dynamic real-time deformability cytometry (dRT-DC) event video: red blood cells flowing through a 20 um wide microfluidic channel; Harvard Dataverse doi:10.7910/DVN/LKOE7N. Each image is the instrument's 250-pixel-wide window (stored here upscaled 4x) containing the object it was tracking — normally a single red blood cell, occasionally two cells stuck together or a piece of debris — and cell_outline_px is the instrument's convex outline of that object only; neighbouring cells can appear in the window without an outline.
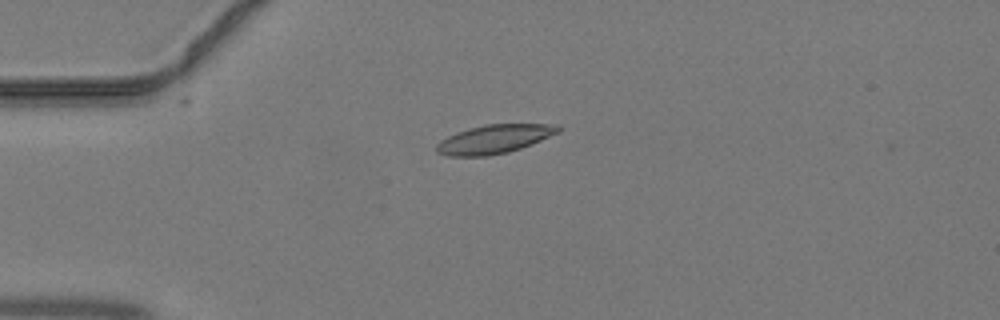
{"species": "common noctule bat (a hibernating species)", "species_latin": "Nyctalus noctula", "temperature_condition": "warm", "stored_images_in_passage": 34, "camera_frame_rate_fps": 3000, "um_per_image_px": 0.085, "animal": {"sex": "male", "body_mass_g": 19.2, "forearm_length_mm": 51.8}, "frame": {"image": 1, "passage_image": 1, "time_ms": 0.0, "image_size_px": [1000, 320], "cell_outline_px": [[560, 132], [520, 148], [508, 152], [488, 156], [448, 156], [436, 152], [436, 144], [440, 140], [456, 132], [468, 128], [484, 124], [560, 124]], "centroid_in_image_um": [41.99, 11.82], "position_along_channel_um": 43.0, "area_um2": 20.4}}
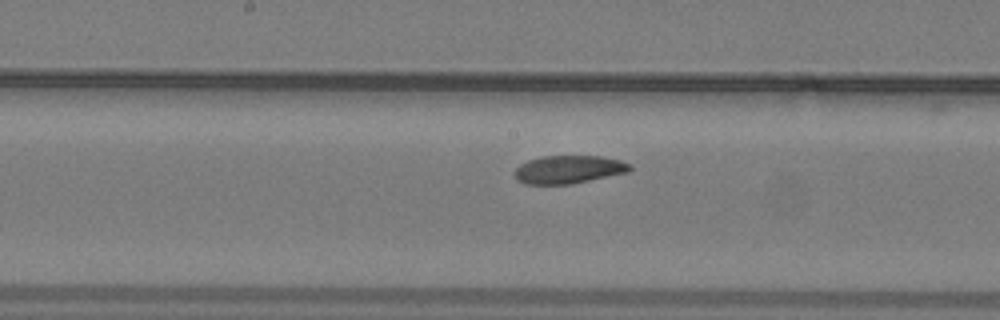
{"frame": {"image": 2, "passage_image": 13, "time_ms": 4.0, "image_size_px": [1000, 320], "cell_outline_px": [[632, 168], [628, 172], [572, 184], [524, 184], [516, 180], [512, 172], [520, 164], [528, 160], [540, 156], [600, 156], [620, 160], [632, 164]], "centroid_in_image_um": [48.3, 14.41], "position_along_channel_um": 199.9, "area_um2": 19.07}}
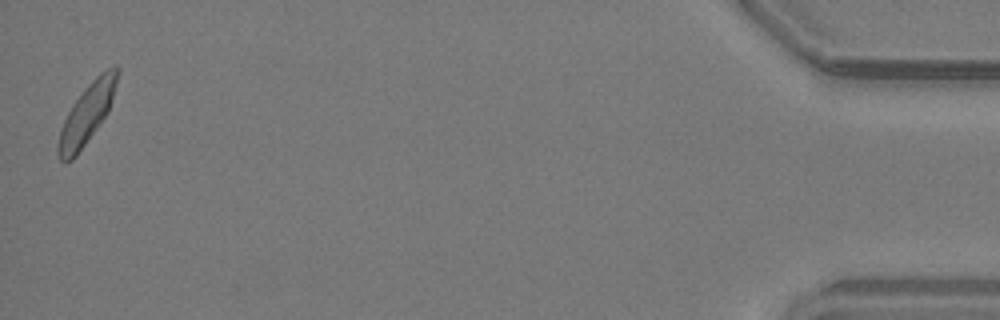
{"frame": {"image": 3, "passage_image": 34, "time_ms": 11.0, "image_size_px": [1000, 320], "cell_outline_px": [[120, 72], [112, 100], [108, 112], [76, 156], [72, 160], [64, 164], [60, 160], [56, 152], [56, 148], [60, 128], [72, 104], [84, 88], [100, 72], [116, 64], [120, 68]], "centroid_in_image_um": [7.37, 9.67], "position_along_channel_um": 427.8, "area_um2": 20.75}}